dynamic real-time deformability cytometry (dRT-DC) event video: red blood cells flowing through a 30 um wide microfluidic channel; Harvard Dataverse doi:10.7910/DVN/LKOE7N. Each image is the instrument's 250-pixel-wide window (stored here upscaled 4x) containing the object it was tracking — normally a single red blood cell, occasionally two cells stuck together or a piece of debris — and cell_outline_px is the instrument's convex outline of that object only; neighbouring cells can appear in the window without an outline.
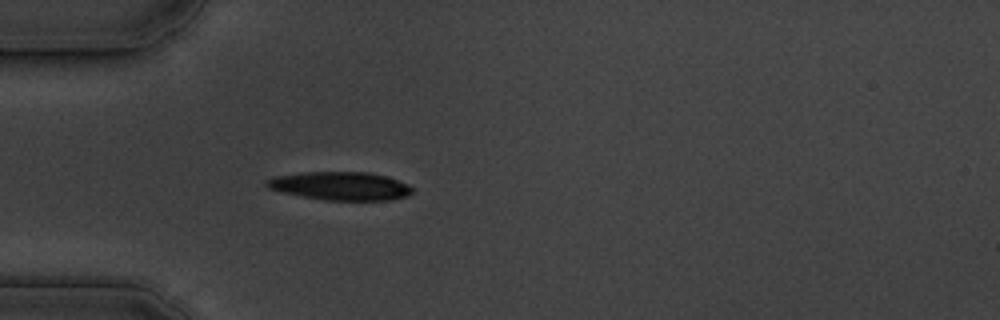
{"species": "common noctule bat (a hibernating species)", "species_latin": "Nyctalus noctula", "temperature_condition": "cold", "stored_images_in_passage": 40, "camera_frame_rate_fps": 3000, "um_per_image_px": 0.085, "animal": {"sex": "male", "body_mass_g": 19.5, "forearm_length_mm": 54.6}, "frame": {"image": 1, "passage_image": 1, "time_ms": 0.0, "image_size_px": [1000, 320], "cell_outline_px": [[412, 192], [408, 196], [392, 200], [324, 200], [280, 192], [268, 188], [264, 184], [264, 180], [272, 176], [304, 172], [368, 172], [384, 176], [408, 184], [412, 188]], "centroid_in_image_um": [28.87, 15.81], "position_along_channel_um": 56.1, "area_um2": 24.16}}
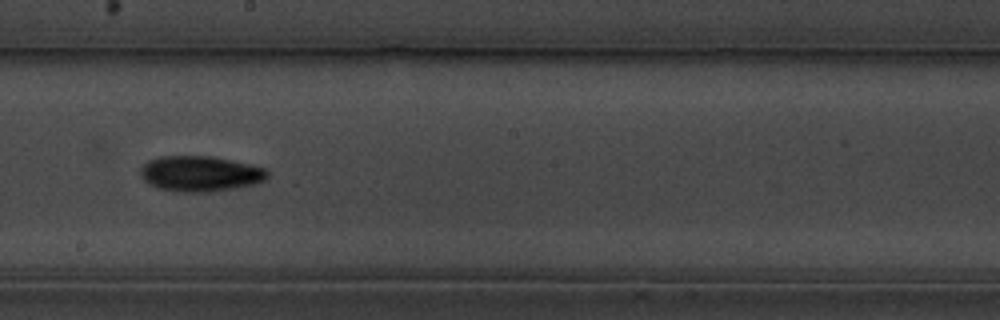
{"frame": {"image": 2, "passage_image": 16, "time_ms": 5.0, "image_size_px": [1000, 320], "cell_outline_px": [[268, 176], [264, 180], [256, 184], [236, 188], [212, 192], [176, 192], [160, 188], [148, 184], [140, 176], [140, 168], [148, 160], [160, 156], [212, 156], [248, 164], [264, 168], [268, 172]], "centroid_in_image_um": [16.99, 14.77], "position_along_channel_um": 231.2, "area_um2": 26.41}}
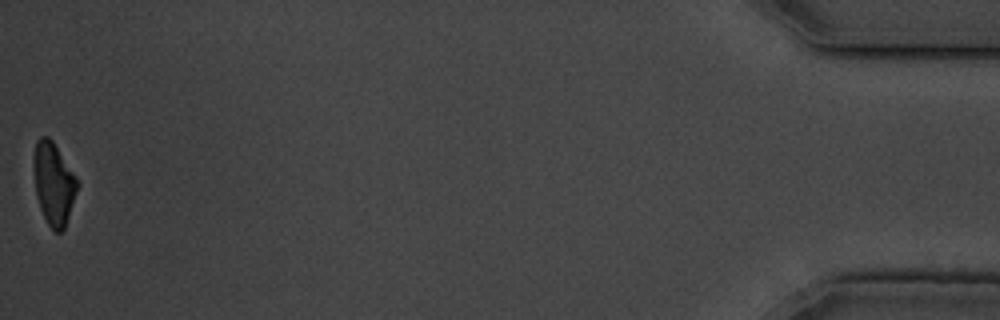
{"frame": {"image": 3, "passage_image": 40, "time_ms": 13.0, "image_size_px": [1000, 320], "cell_outline_px": [[80, 184], [64, 228], [60, 232], [56, 232], [48, 224], [40, 208], [36, 196], [32, 164], [32, 160], [36, 140], [40, 136], [48, 136], [52, 140], [76, 176]], "centroid_in_image_um": [4.54, 15.56], "position_along_channel_um": 430.7, "area_um2": 21.1}, "authors_computed_cell_mechanics": {"area_um2": 23.4379, "velocity_mm_per_s": 3.6472, "shape_relaxation_time_tau1_ms": 2.5634, "shape_relaxation_time_tau2_ms": null, "deformation_change_tau1": 0.1207, "deformation_change_tau2": null}}